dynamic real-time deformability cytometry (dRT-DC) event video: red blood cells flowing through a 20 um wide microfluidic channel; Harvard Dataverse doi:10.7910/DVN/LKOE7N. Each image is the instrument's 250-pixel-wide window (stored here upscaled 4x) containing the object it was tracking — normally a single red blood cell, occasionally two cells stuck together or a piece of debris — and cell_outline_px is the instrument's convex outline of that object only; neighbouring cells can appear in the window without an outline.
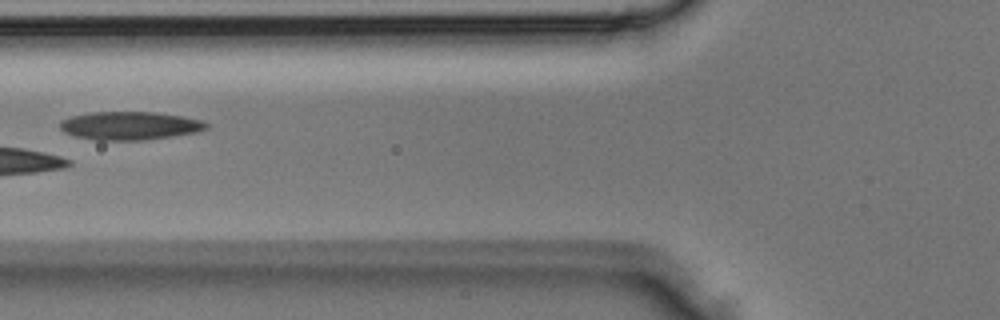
{"species": "Egyptian fruit bat (a non-hibernating species)", "species_latin": "Rousettus aegyptiacus", "temperature_condition": "room temperature", "stored_images_in_passage": 5, "camera_frame_rate_fps": 3000, "um_per_image_px": 0.085, "animal": {"sex": "male"}, "frame": {"image": 1, "passage_image": 5, "time_ms": 1.333, "image_size_px": [1000, 320], "cell_outline_px": [[208, 128], [196, 132], [172, 136], [144, 140], [96, 140], [76, 136], [64, 132], [60, 128], [60, 120], [72, 116], [88, 112], [156, 112], [184, 116], [204, 120], [208, 124]], "centroid_in_image_um": [11.05, 10.67], "position_along_channel_um": 114.7, "area_um2": 24.22}}